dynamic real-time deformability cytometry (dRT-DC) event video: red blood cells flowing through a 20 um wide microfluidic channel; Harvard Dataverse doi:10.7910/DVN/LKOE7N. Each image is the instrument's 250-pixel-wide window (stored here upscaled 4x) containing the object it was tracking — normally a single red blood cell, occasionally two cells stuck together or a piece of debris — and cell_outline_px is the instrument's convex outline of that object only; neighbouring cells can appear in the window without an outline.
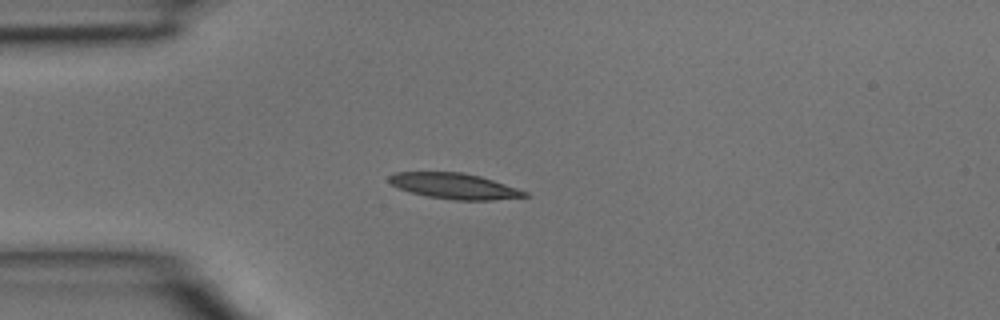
{"species": "common noctule bat (a hibernating species)", "species_latin": "Nyctalus noctula", "temperature_condition": "room temperature", "stored_images_in_passage": 3, "camera_frame_rate_fps": 3000, "um_per_image_px": 0.085, "animal": {"sex": "male", "body_mass_g": 15.6}, "frame": {"image": 1, "passage_image": 2, "time_ms": 0.333, "image_size_px": [1000, 320], "cell_outline_px": [[528, 196], [492, 200], [456, 200], [428, 196], [412, 192], [400, 188], [392, 184], [388, 180], [388, 176], [396, 172], [460, 172], [480, 176], [528, 192]], "centroid_in_image_um": [38.61, 15.81], "position_along_channel_um": 46.4, "area_um2": 19.94}}
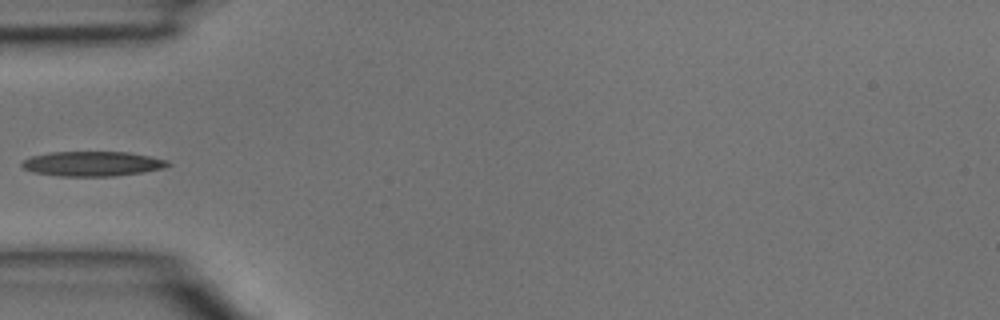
{"frame": {"image": 2, "passage_image": 3, "time_ms": 0.667, "image_size_px": [1000, 320], "cell_outline_px": [[172, 164], [164, 168], [144, 172], [112, 176], [60, 176], [32, 172], [24, 168], [20, 164], [24, 160], [32, 156], [52, 152], [128, 152], [152, 156], [168, 160]], "centroid_in_image_um": [7.9, 13.92], "position_along_channel_um": 77.1, "area_um2": 21.15}}